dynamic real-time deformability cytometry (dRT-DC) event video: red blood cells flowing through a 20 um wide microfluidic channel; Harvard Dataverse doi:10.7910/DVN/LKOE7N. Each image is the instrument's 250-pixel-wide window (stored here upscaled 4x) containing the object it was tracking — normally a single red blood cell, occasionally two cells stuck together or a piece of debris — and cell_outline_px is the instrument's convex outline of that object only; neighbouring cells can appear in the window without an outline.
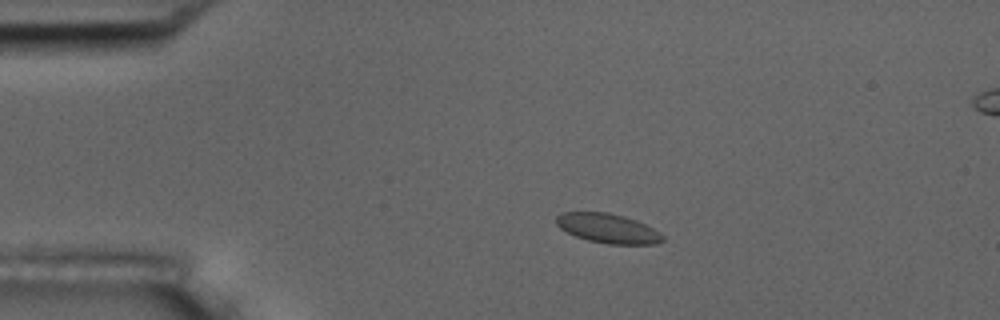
{"species": "common noctule bat (a hibernating species)", "species_latin": "Nyctalus noctula", "temperature_condition": "room temperature", "stored_images_in_passage": 5, "camera_frame_rate_fps": 3000, "um_per_image_px": 0.085, "animal": {"sex": "male", "body_mass_g": 17.5, "forearm_length_mm": 52.3}, "frame": {"image": 1, "passage_image": 3, "time_ms": 2.333, "image_size_px": [1000, 320], "cell_outline_px": [[664, 240], [656, 244], [608, 244], [588, 240], [576, 236], [560, 228], [556, 224], [556, 216], [560, 212], [608, 212], [624, 216], [636, 220], [660, 232], [664, 236]], "centroid_in_image_um": [51.67, 19.4], "position_along_channel_um": 33.3, "area_um2": 18.26}}